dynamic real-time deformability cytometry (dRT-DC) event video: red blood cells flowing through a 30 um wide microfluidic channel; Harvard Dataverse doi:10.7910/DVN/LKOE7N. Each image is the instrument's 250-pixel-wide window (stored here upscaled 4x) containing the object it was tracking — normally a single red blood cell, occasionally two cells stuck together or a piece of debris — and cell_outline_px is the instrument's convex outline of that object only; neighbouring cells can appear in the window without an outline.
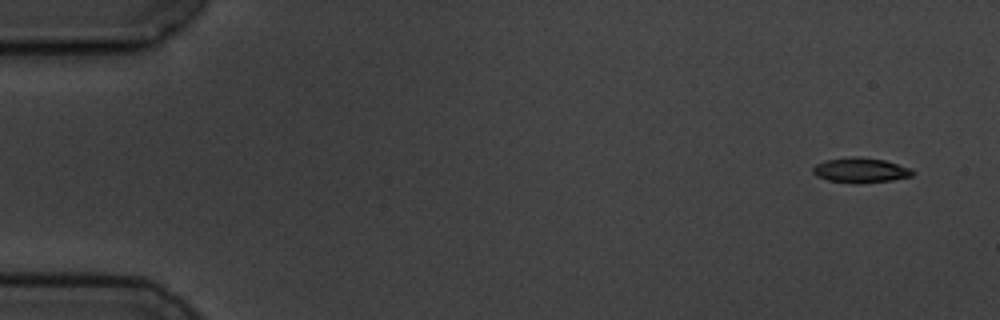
{"species": "common noctule bat (a hibernating species)", "species_latin": "Nyctalus noctula", "temperature_condition": "cold", "stored_images_in_passage": 5, "camera_frame_rate_fps": 3000, "um_per_image_px": 0.085, "animal": {"sex": "male", "body_mass_g": 19.5, "forearm_length_mm": 54.6}, "frame": {"image": 1, "passage_image": 1, "time_ms": 0.0, "image_size_px": [1000, 320], "cell_outline_px": [[916, 172], [912, 176], [892, 180], [856, 184], [852, 184], [828, 180], [816, 176], [812, 172], [812, 168], [816, 164], [824, 160], [852, 156], [860, 156], [884, 160], [912, 168]], "centroid_in_image_um": [73.15, 14.47], "position_along_channel_um": 11.9, "area_um2": 14.8}}
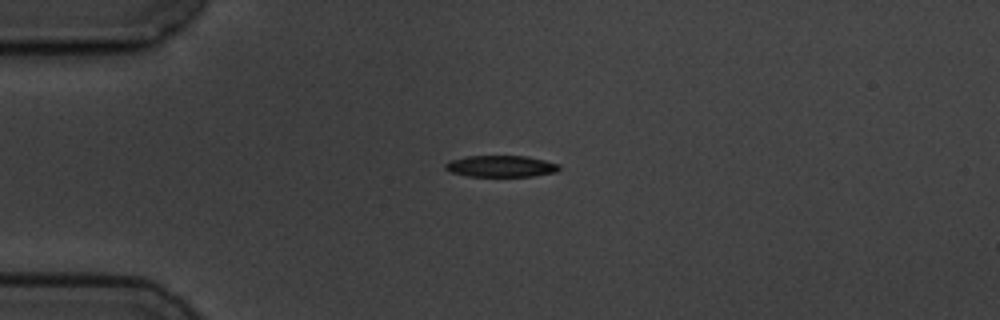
{"frame": {"image": 2, "passage_image": 4, "time_ms": 3.667, "image_size_px": [1000, 320], "cell_outline_px": [[560, 168], [556, 172], [532, 176], [468, 176], [452, 172], [444, 168], [444, 164], [448, 160], [468, 156], [528, 156], [560, 164]], "centroid_in_image_um": [42.57, 14.12], "position_along_channel_um": 42.4, "area_um2": 14.28}}